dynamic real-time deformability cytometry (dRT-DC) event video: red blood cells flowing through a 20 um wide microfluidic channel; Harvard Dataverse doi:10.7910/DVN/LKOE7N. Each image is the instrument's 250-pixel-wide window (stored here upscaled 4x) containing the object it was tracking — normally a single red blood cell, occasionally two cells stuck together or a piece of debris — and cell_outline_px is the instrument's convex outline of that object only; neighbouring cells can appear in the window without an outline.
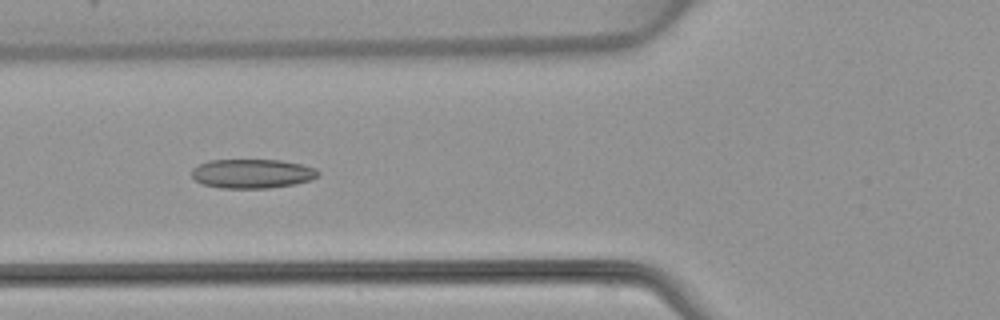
{"species": "common noctule bat (a hibernating species)", "species_latin": "Nyctalus noctula", "temperature_condition": "warm", "stored_images_in_passage": 5, "camera_frame_rate_fps": 3000, "um_per_image_px": 0.085, "animal": {"sex": "female", "body_mass_g": 22.7, "forearm_length_mm": 54.2}, "frame": {"image": 1, "passage_image": 4, "time_ms": 4.333, "image_size_px": [1000, 320], "cell_outline_px": [[320, 172], [312, 180], [296, 184], [268, 188], [220, 188], [204, 184], [196, 180], [192, 176], [192, 168], [208, 160], [280, 160], [300, 164], [316, 168]], "centroid_in_image_um": [21.45, 14.76], "position_along_channel_um": 104.3, "area_um2": 21.5}}
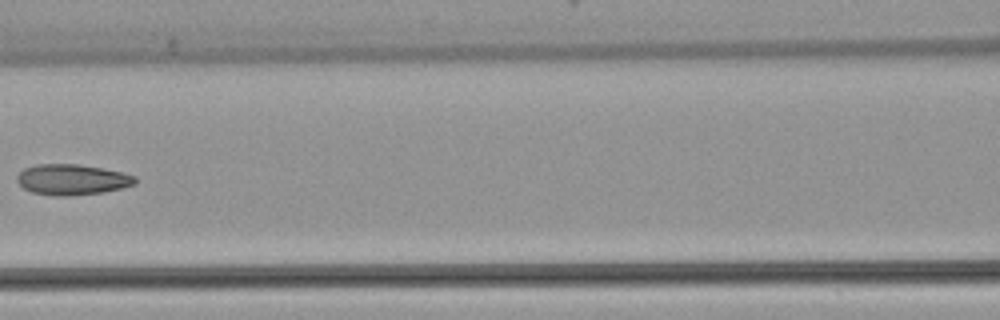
{"frame": {"image": 2, "passage_image": 5, "time_ms": 5.667, "image_size_px": [1000, 320], "cell_outline_px": [[136, 184], [104, 192], [68, 196], [56, 196], [32, 192], [24, 188], [16, 180], [16, 176], [24, 168], [36, 164], [76, 164], [100, 168], [120, 172], [136, 176]], "centroid_in_image_um": [6.1, 15.26], "position_along_channel_um": 160.5, "area_um2": 20.98}}